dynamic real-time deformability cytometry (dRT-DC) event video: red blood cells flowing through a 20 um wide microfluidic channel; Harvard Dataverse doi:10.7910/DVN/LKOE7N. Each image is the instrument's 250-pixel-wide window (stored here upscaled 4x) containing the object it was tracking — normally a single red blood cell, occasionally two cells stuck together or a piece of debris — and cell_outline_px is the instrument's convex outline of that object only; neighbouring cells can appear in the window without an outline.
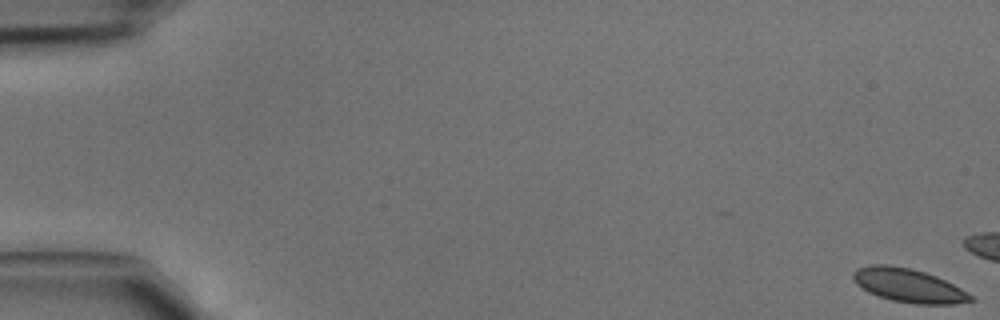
{"species": "common noctule bat (a hibernating species)", "species_latin": "Nyctalus noctula", "temperature_condition": "cold", "stored_images_in_passage": 12, "camera_frame_rate_fps": 3000, "um_per_image_px": 0.085, "animal": {"sex": "male", "body_mass_g": 15.6}, "frame": {"image": 1, "passage_image": 1, "time_ms": 0.0, "image_size_px": [1000, 320], "cell_outline_px": [[976, 300], [952, 304], [916, 304], [892, 300], [868, 292], [856, 284], [852, 280], [852, 272], [856, 268], [872, 264], [888, 264], [908, 268], [924, 272], [936, 276], [960, 288], [972, 296]], "centroid_in_image_um": [77.17, 24.26], "position_along_channel_um": 7.8, "area_um2": 22.95}}